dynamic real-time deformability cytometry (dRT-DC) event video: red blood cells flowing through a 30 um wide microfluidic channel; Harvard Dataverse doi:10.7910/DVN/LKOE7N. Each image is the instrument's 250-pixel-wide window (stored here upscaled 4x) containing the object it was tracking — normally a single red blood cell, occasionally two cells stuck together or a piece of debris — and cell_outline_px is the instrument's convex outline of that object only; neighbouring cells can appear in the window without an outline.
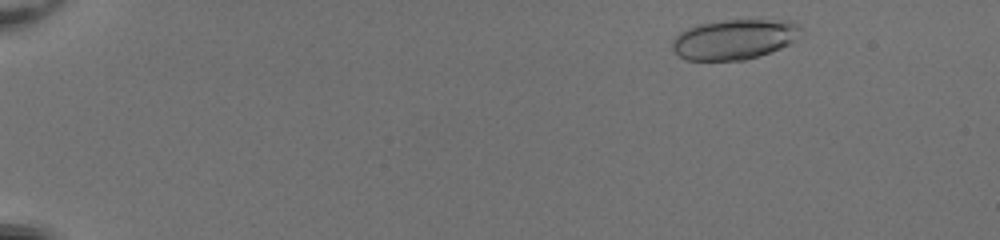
{"species": "common noctule bat (a hibernating species)", "species_latin": "Nyctalus noctula", "temperature_condition": "room temperature", "stored_images_in_passage": 48, "segment_of_instrument_passage": [1, 2], "camera_frame_rate_fps": 3000, "um_per_image_px": 0.085, "animal": {"sex": "female", "body_mass_g": 20.0, "forearm_length_mm": 54.0}, "frame": {"image": 1, "passage_image": 3, "time_ms": 0.667, "image_size_px": [1000, 240], "cell_outline_px": [[800, 28], [796, 40], [780, 48], [744, 60], [684, 60], [672, 48], [672, 40], [680, 32], [696, 24], [724, 20], [792, 20], [800, 24]], "centroid_in_image_um": [62.4, 3.33], "position_along_channel_um": 22.6, "area_um2": 29.94}}
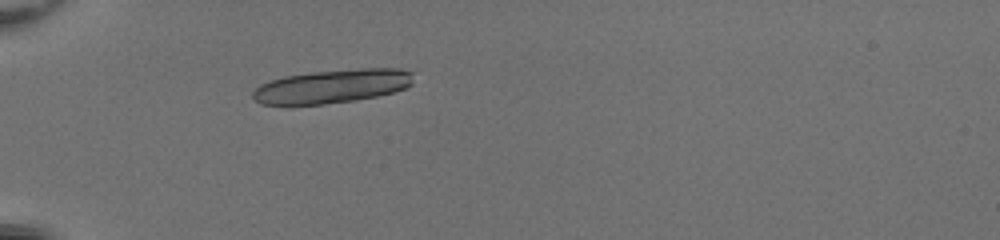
{"frame": {"image": 2, "passage_image": 14, "time_ms": 4.333, "image_size_px": [1000, 240], "cell_outline_px": [[412, 84], [404, 88], [392, 92], [376, 96], [356, 100], [324, 104], [288, 108], [260, 104], [252, 96], [252, 92], [260, 84], [284, 76], [312, 72], [360, 68], [400, 68], [412, 72]], "centroid_in_image_um": [28.14, 7.37], "position_along_channel_um": 56.9, "area_um2": 32.25}}